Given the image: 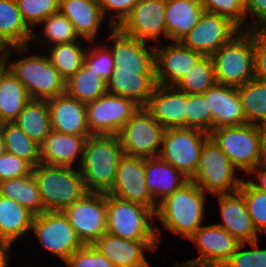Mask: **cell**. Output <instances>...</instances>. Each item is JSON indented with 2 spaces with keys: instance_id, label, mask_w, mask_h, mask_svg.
Listing matches in <instances>:
<instances>
[{
  "instance_id": "6da1fadb",
  "label": "cell",
  "mask_w": 266,
  "mask_h": 267,
  "mask_svg": "<svg viewBox=\"0 0 266 267\" xmlns=\"http://www.w3.org/2000/svg\"><path fill=\"white\" fill-rule=\"evenodd\" d=\"M206 198V193L189 180L158 203L155 221L161 222L163 229L188 239L203 225Z\"/></svg>"
},
{
  "instance_id": "7a4b0ae2",
  "label": "cell",
  "mask_w": 266,
  "mask_h": 267,
  "mask_svg": "<svg viewBox=\"0 0 266 267\" xmlns=\"http://www.w3.org/2000/svg\"><path fill=\"white\" fill-rule=\"evenodd\" d=\"M123 156L118 135H90L78 168L86 191L107 194L114 185L118 163Z\"/></svg>"
},
{
  "instance_id": "3957f363",
  "label": "cell",
  "mask_w": 266,
  "mask_h": 267,
  "mask_svg": "<svg viewBox=\"0 0 266 267\" xmlns=\"http://www.w3.org/2000/svg\"><path fill=\"white\" fill-rule=\"evenodd\" d=\"M28 47L30 46L11 47L5 66L25 86L32 100H49L64 94L66 80L52 65L47 53H30L27 57L10 61L14 53L12 51L23 55L24 52H30Z\"/></svg>"
},
{
  "instance_id": "277c9868",
  "label": "cell",
  "mask_w": 266,
  "mask_h": 267,
  "mask_svg": "<svg viewBox=\"0 0 266 267\" xmlns=\"http://www.w3.org/2000/svg\"><path fill=\"white\" fill-rule=\"evenodd\" d=\"M32 174L44 211H63L87 193L78 168L40 163Z\"/></svg>"
},
{
  "instance_id": "5b68a950",
  "label": "cell",
  "mask_w": 266,
  "mask_h": 267,
  "mask_svg": "<svg viewBox=\"0 0 266 267\" xmlns=\"http://www.w3.org/2000/svg\"><path fill=\"white\" fill-rule=\"evenodd\" d=\"M106 232L135 241H161V228L155 226V212L145 205L107 194Z\"/></svg>"
},
{
  "instance_id": "8992f818",
  "label": "cell",
  "mask_w": 266,
  "mask_h": 267,
  "mask_svg": "<svg viewBox=\"0 0 266 267\" xmlns=\"http://www.w3.org/2000/svg\"><path fill=\"white\" fill-rule=\"evenodd\" d=\"M212 58L216 83L238 88L254 79V30H241Z\"/></svg>"
},
{
  "instance_id": "52a82bcc",
  "label": "cell",
  "mask_w": 266,
  "mask_h": 267,
  "mask_svg": "<svg viewBox=\"0 0 266 267\" xmlns=\"http://www.w3.org/2000/svg\"><path fill=\"white\" fill-rule=\"evenodd\" d=\"M238 171L247 175L264 161L261 126L244 124L215 128L209 133Z\"/></svg>"
},
{
  "instance_id": "ba28073f",
  "label": "cell",
  "mask_w": 266,
  "mask_h": 267,
  "mask_svg": "<svg viewBox=\"0 0 266 267\" xmlns=\"http://www.w3.org/2000/svg\"><path fill=\"white\" fill-rule=\"evenodd\" d=\"M236 171L227 155L209 137L202 147L199 165L191 180L206 194H230L240 189L243 180L236 176Z\"/></svg>"
},
{
  "instance_id": "9c48e42d",
  "label": "cell",
  "mask_w": 266,
  "mask_h": 267,
  "mask_svg": "<svg viewBox=\"0 0 266 267\" xmlns=\"http://www.w3.org/2000/svg\"><path fill=\"white\" fill-rule=\"evenodd\" d=\"M209 133L195 128H166L159 157L190 180L195 176Z\"/></svg>"
},
{
  "instance_id": "30bf717a",
  "label": "cell",
  "mask_w": 266,
  "mask_h": 267,
  "mask_svg": "<svg viewBox=\"0 0 266 267\" xmlns=\"http://www.w3.org/2000/svg\"><path fill=\"white\" fill-rule=\"evenodd\" d=\"M165 131L145 107H140L118 134L124 155L144 159L158 157Z\"/></svg>"
},
{
  "instance_id": "8fae6325",
  "label": "cell",
  "mask_w": 266,
  "mask_h": 267,
  "mask_svg": "<svg viewBox=\"0 0 266 267\" xmlns=\"http://www.w3.org/2000/svg\"><path fill=\"white\" fill-rule=\"evenodd\" d=\"M31 231L41 248L60 258L63 263L83 246L62 211H44L34 215Z\"/></svg>"
},
{
  "instance_id": "7c38bea8",
  "label": "cell",
  "mask_w": 266,
  "mask_h": 267,
  "mask_svg": "<svg viewBox=\"0 0 266 267\" xmlns=\"http://www.w3.org/2000/svg\"><path fill=\"white\" fill-rule=\"evenodd\" d=\"M83 245H92L106 233L107 194L87 192L62 211Z\"/></svg>"
},
{
  "instance_id": "4fadbf2b",
  "label": "cell",
  "mask_w": 266,
  "mask_h": 267,
  "mask_svg": "<svg viewBox=\"0 0 266 267\" xmlns=\"http://www.w3.org/2000/svg\"><path fill=\"white\" fill-rule=\"evenodd\" d=\"M188 239L200 255L172 267H222L241 243L215 223L202 225Z\"/></svg>"
},
{
  "instance_id": "5bb4252c",
  "label": "cell",
  "mask_w": 266,
  "mask_h": 267,
  "mask_svg": "<svg viewBox=\"0 0 266 267\" xmlns=\"http://www.w3.org/2000/svg\"><path fill=\"white\" fill-rule=\"evenodd\" d=\"M139 108L133 100L107 92L86 103L89 131L92 135H118Z\"/></svg>"
},
{
  "instance_id": "9a60e30c",
  "label": "cell",
  "mask_w": 266,
  "mask_h": 267,
  "mask_svg": "<svg viewBox=\"0 0 266 267\" xmlns=\"http://www.w3.org/2000/svg\"><path fill=\"white\" fill-rule=\"evenodd\" d=\"M240 31L228 17L204 11L180 42L202 55H213Z\"/></svg>"
},
{
  "instance_id": "2e32d148",
  "label": "cell",
  "mask_w": 266,
  "mask_h": 267,
  "mask_svg": "<svg viewBox=\"0 0 266 267\" xmlns=\"http://www.w3.org/2000/svg\"><path fill=\"white\" fill-rule=\"evenodd\" d=\"M165 13L166 0H138L118 28L125 35L145 43L150 42V45H158L160 38L167 39Z\"/></svg>"
},
{
  "instance_id": "e0dca14e",
  "label": "cell",
  "mask_w": 266,
  "mask_h": 267,
  "mask_svg": "<svg viewBox=\"0 0 266 267\" xmlns=\"http://www.w3.org/2000/svg\"><path fill=\"white\" fill-rule=\"evenodd\" d=\"M107 194L145 205L156 212L158 204L148 191L144 158L124 155L118 163L114 185Z\"/></svg>"
},
{
  "instance_id": "ac0fdd59",
  "label": "cell",
  "mask_w": 266,
  "mask_h": 267,
  "mask_svg": "<svg viewBox=\"0 0 266 267\" xmlns=\"http://www.w3.org/2000/svg\"><path fill=\"white\" fill-rule=\"evenodd\" d=\"M106 44L110 47L114 69L118 71H155L154 45L125 35L118 27H109ZM148 44V45H147Z\"/></svg>"
},
{
  "instance_id": "d6986e66",
  "label": "cell",
  "mask_w": 266,
  "mask_h": 267,
  "mask_svg": "<svg viewBox=\"0 0 266 267\" xmlns=\"http://www.w3.org/2000/svg\"><path fill=\"white\" fill-rule=\"evenodd\" d=\"M162 44L154 45L156 83L175 86L202 54L187 48L180 41Z\"/></svg>"
},
{
  "instance_id": "ffe728a7",
  "label": "cell",
  "mask_w": 266,
  "mask_h": 267,
  "mask_svg": "<svg viewBox=\"0 0 266 267\" xmlns=\"http://www.w3.org/2000/svg\"><path fill=\"white\" fill-rule=\"evenodd\" d=\"M158 245V241L128 240L107 232L92 244L115 267H151L144 252H154Z\"/></svg>"
},
{
  "instance_id": "44dd1931",
  "label": "cell",
  "mask_w": 266,
  "mask_h": 267,
  "mask_svg": "<svg viewBox=\"0 0 266 267\" xmlns=\"http://www.w3.org/2000/svg\"><path fill=\"white\" fill-rule=\"evenodd\" d=\"M221 223L216 225L225 229L241 243L258 240L260 234L255 229L249 212L247 211L242 194L237 191L230 194H218Z\"/></svg>"
},
{
  "instance_id": "7402d4cb",
  "label": "cell",
  "mask_w": 266,
  "mask_h": 267,
  "mask_svg": "<svg viewBox=\"0 0 266 267\" xmlns=\"http://www.w3.org/2000/svg\"><path fill=\"white\" fill-rule=\"evenodd\" d=\"M186 102L184 91L157 84L145 109L164 128H185Z\"/></svg>"
},
{
  "instance_id": "603a6c76",
  "label": "cell",
  "mask_w": 266,
  "mask_h": 267,
  "mask_svg": "<svg viewBox=\"0 0 266 267\" xmlns=\"http://www.w3.org/2000/svg\"><path fill=\"white\" fill-rule=\"evenodd\" d=\"M50 109L51 130L64 134L92 135L87 125L86 104L66 92L47 100Z\"/></svg>"
},
{
  "instance_id": "cb8c5ba5",
  "label": "cell",
  "mask_w": 266,
  "mask_h": 267,
  "mask_svg": "<svg viewBox=\"0 0 266 267\" xmlns=\"http://www.w3.org/2000/svg\"><path fill=\"white\" fill-rule=\"evenodd\" d=\"M212 114V130L247 124L236 87L215 83L205 93Z\"/></svg>"
},
{
  "instance_id": "d4e9b609",
  "label": "cell",
  "mask_w": 266,
  "mask_h": 267,
  "mask_svg": "<svg viewBox=\"0 0 266 267\" xmlns=\"http://www.w3.org/2000/svg\"><path fill=\"white\" fill-rule=\"evenodd\" d=\"M86 139L51 130L40 145L41 163L79 168Z\"/></svg>"
},
{
  "instance_id": "484cf974",
  "label": "cell",
  "mask_w": 266,
  "mask_h": 267,
  "mask_svg": "<svg viewBox=\"0 0 266 267\" xmlns=\"http://www.w3.org/2000/svg\"><path fill=\"white\" fill-rule=\"evenodd\" d=\"M155 71H118L107 81L108 93L133 100L145 107L156 87Z\"/></svg>"
},
{
  "instance_id": "4316f807",
  "label": "cell",
  "mask_w": 266,
  "mask_h": 267,
  "mask_svg": "<svg viewBox=\"0 0 266 267\" xmlns=\"http://www.w3.org/2000/svg\"><path fill=\"white\" fill-rule=\"evenodd\" d=\"M59 11L73 24L81 39L97 41L105 19L98 0H60Z\"/></svg>"
},
{
  "instance_id": "83f0119b",
  "label": "cell",
  "mask_w": 266,
  "mask_h": 267,
  "mask_svg": "<svg viewBox=\"0 0 266 267\" xmlns=\"http://www.w3.org/2000/svg\"><path fill=\"white\" fill-rule=\"evenodd\" d=\"M145 177L148 191L157 204L190 180L159 156L145 159Z\"/></svg>"
},
{
  "instance_id": "f1b7e54d",
  "label": "cell",
  "mask_w": 266,
  "mask_h": 267,
  "mask_svg": "<svg viewBox=\"0 0 266 267\" xmlns=\"http://www.w3.org/2000/svg\"><path fill=\"white\" fill-rule=\"evenodd\" d=\"M200 0H166L167 40L181 41L204 13Z\"/></svg>"
},
{
  "instance_id": "f546056e",
  "label": "cell",
  "mask_w": 266,
  "mask_h": 267,
  "mask_svg": "<svg viewBox=\"0 0 266 267\" xmlns=\"http://www.w3.org/2000/svg\"><path fill=\"white\" fill-rule=\"evenodd\" d=\"M34 214L15 200L0 195V243L11 245L32 230Z\"/></svg>"
},
{
  "instance_id": "4dcf8cb0",
  "label": "cell",
  "mask_w": 266,
  "mask_h": 267,
  "mask_svg": "<svg viewBox=\"0 0 266 267\" xmlns=\"http://www.w3.org/2000/svg\"><path fill=\"white\" fill-rule=\"evenodd\" d=\"M32 100L25 86L6 67H0V122H13Z\"/></svg>"
},
{
  "instance_id": "1f68e13d",
  "label": "cell",
  "mask_w": 266,
  "mask_h": 267,
  "mask_svg": "<svg viewBox=\"0 0 266 267\" xmlns=\"http://www.w3.org/2000/svg\"><path fill=\"white\" fill-rule=\"evenodd\" d=\"M33 32L24 22L16 0H0V37L2 39L11 47L29 46Z\"/></svg>"
},
{
  "instance_id": "d6a6232c",
  "label": "cell",
  "mask_w": 266,
  "mask_h": 267,
  "mask_svg": "<svg viewBox=\"0 0 266 267\" xmlns=\"http://www.w3.org/2000/svg\"><path fill=\"white\" fill-rule=\"evenodd\" d=\"M27 136L41 145L51 131L47 100H31L13 121Z\"/></svg>"
},
{
  "instance_id": "836d02e7",
  "label": "cell",
  "mask_w": 266,
  "mask_h": 267,
  "mask_svg": "<svg viewBox=\"0 0 266 267\" xmlns=\"http://www.w3.org/2000/svg\"><path fill=\"white\" fill-rule=\"evenodd\" d=\"M0 195L15 200L34 215L44 212V205L32 173L0 182Z\"/></svg>"
},
{
  "instance_id": "e575fe53",
  "label": "cell",
  "mask_w": 266,
  "mask_h": 267,
  "mask_svg": "<svg viewBox=\"0 0 266 267\" xmlns=\"http://www.w3.org/2000/svg\"><path fill=\"white\" fill-rule=\"evenodd\" d=\"M0 133L3 136L5 152L27 161L33 168L41 163L40 145L30 139L14 122H4Z\"/></svg>"
},
{
  "instance_id": "d590c367",
  "label": "cell",
  "mask_w": 266,
  "mask_h": 267,
  "mask_svg": "<svg viewBox=\"0 0 266 267\" xmlns=\"http://www.w3.org/2000/svg\"><path fill=\"white\" fill-rule=\"evenodd\" d=\"M246 122L266 125V82L252 79L237 88Z\"/></svg>"
},
{
  "instance_id": "8d00e7d4",
  "label": "cell",
  "mask_w": 266,
  "mask_h": 267,
  "mask_svg": "<svg viewBox=\"0 0 266 267\" xmlns=\"http://www.w3.org/2000/svg\"><path fill=\"white\" fill-rule=\"evenodd\" d=\"M107 92V81L90 71L84 64L66 81V93L85 104Z\"/></svg>"
},
{
  "instance_id": "74e56055",
  "label": "cell",
  "mask_w": 266,
  "mask_h": 267,
  "mask_svg": "<svg viewBox=\"0 0 266 267\" xmlns=\"http://www.w3.org/2000/svg\"><path fill=\"white\" fill-rule=\"evenodd\" d=\"M85 39L70 43L56 44L47 47V56L60 75L67 81L83 65L86 48L82 43ZM82 42V43H81ZM81 44V45H80ZM49 53V54H48Z\"/></svg>"
},
{
  "instance_id": "f35d334b",
  "label": "cell",
  "mask_w": 266,
  "mask_h": 267,
  "mask_svg": "<svg viewBox=\"0 0 266 267\" xmlns=\"http://www.w3.org/2000/svg\"><path fill=\"white\" fill-rule=\"evenodd\" d=\"M39 26H43V32H40L42 38H39V35L33 32L32 41L42 44L44 50L51 45L81 40L73 24L60 11L47 17Z\"/></svg>"
},
{
  "instance_id": "ab89813d",
  "label": "cell",
  "mask_w": 266,
  "mask_h": 267,
  "mask_svg": "<svg viewBox=\"0 0 266 267\" xmlns=\"http://www.w3.org/2000/svg\"><path fill=\"white\" fill-rule=\"evenodd\" d=\"M215 83L212 55H202L175 87L186 94H203Z\"/></svg>"
},
{
  "instance_id": "60d3db41",
  "label": "cell",
  "mask_w": 266,
  "mask_h": 267,
  "mask_svg": "<svg viewBox=\"0 0 266 267\" xmlns=\"http://www.w3.org/2000/svg\"><path fill=\"white\" fill-rule=\"evenodd\" d=\"M238 190L245 201L253 225L259 234H266V193L253 187L245 176Z\"/></svg>"
},
{
  "instance_id": "b9f144b4",
  "label": "cell",
  "mask_w": 266,
  "mask_h": 267,
  "mask_svg": "<svg viewBox=\"0 0 266 267\" xmlns=\"http://www.w3.org/2000/svg\"><path fill=\"white\" fill-rule=\"evenodd\" d=\"M185 128L212 131L211 109L204 94H187Z\"/></svg>"
},
{
  "instance_id": "7bdbcfd3",
  "label": "cell",
  "mask_w": 266,
  "mask_h": 267,
  "mask_svg": "<svg viewBox=\"0 0 266 267\" xmlns=\"http://www.w3.org/2000/svg\"><path fill=\"white\" fill-rule=\"evenodd\" d=\"M27 26L33 29L47 17L60 10V0H16Z\"/></svg>"
},
{
  "instance_id": "ee69618b",
  "label": "cell",
  "mask_w": 266,
  "mask_h": 267,
  "mask_svg": "<svg viewBox=\"0 0 266 267\" xmlns=\"http://www.w3.org/2000/svg\"><path fill=\"white\" fill-rule=\"evenodd\" d=\"M88 45L91 46L87 48L84 56L83 64L90 70L96 73V75L108 81L112 75L115 67L113 56L110 47L103 46L102 43L99 46L95 45V41H89Z\"/></svg>"
},
{
  "instance_id": "f6af8a7d",
  "label": "cell",
  "mask_w": 266,
  "mask_h": 267,
  "mask_svg": "<svg viewBox=\"0 0 266 267\" xmlns=\"http://www.w3.org/2000/svg\"><path fill=\"white\" fill-rule=\"evenodd\" d=\"M206 12L223 15L246 30L245 0H200Z\"/></svg>"
},
{
  "instance_id": "bcb514c9",
  "label": "cell",
  "mask_w": 266,
  "mask_h": 267,
  "mask_svg": "<svg viewBox=\"0 0 266 267\" xmlns=\"http://www.w3.org/2000/svg\"><path fill=\"white\" fill-rule=\"evenodd\" d=\"M258 243V240L250 243H240L222 267H266V248L260 249ZM247 244L252 249L246 250Z\"/></svg>"
},
{
  "instance_id": "7dc6e473",
  "label": "cell",
  "mask_w": 266,
  "mask_h": 267,
  "mask_svg": "<svg viewBox=\"0 0 266 267\" xmlns=\"http://www.w3.org/2000/svg\"><path fill=\"white\" fill-rule=\"evenodd\" d=\"M66 267H115L92 245H83L64 262Z\"/></svg>"
},
{
  "instance_id": "c3c4849f",
  "label": "cell",
  "mask_w": 266,
  "mask_h": 267,
  "mask_svg": "<svg viewBox=\"0 0 266 267\" xmlns=\"http://www.w3.org/2000/svg\"><path fill=\"white\" fill-rule=\"evenodd\" d=\"M33 167L25 160L8 152L0 154V182L28 176Z\"/></svg>"
},
{
  "instance_id": "681fc988",
  "label": "cell",
  "mask_w": 266,
  "mask_h": 267,
  "mask_svg": "<svg viewBox=\"0 0 266 267\" xmlns=\"http://www.w3.org/2000/svg\"><path fill=\"white\" fill-rule=\"evenodd\" d=\"M137 1L138 0H98L104 17H109L108 28L118 27L130 14Z\"/></svg>"
},
{
  "instance_id": "f907efd6",
  "label": "cell",
  "mask_w": 266,
  "mask_h": 267,
  "mask_svg": "<svg viewBox=\"0 0 266 267\" xmlns=\"http://www.w3.org/2000/svg\"><path fill=\"white\" fill-rule=\"evenodd\" d=\"M254 79L266 82V38L254 30Z\"/></svg>"
},
{
  "instance_id": "816d5d0a",
  "label": "cell",
  "mask_w": 266,
  "mask_h": 267,
  "mask_svg": "<svg viewBox=\"0 0 266 267\" xmlns=\"http://www.w3.org/2000/svg\"><path fill=\"white\" fill-rule=\"evenodd\" d=\"M252 14V21L247 16ZM246 30H257L266 22V0H245Z\"/></svg>"
},
{
  "instance_id": "f5cc1de1",
  "label": "cell",
  "mask_w": 266,
  "mask_h": 267,
  "mask_svg": "<svg viewBox=\"0 0 266 267\" xmlns=\"http://www.w3.org/2000/svg\"><path fill=\"white\" fill-rule=\"evenodd\" d=\"M247 175L248 176L254 175V177H250V179L247 181L256 189L266 193V162L265 161L258 164ZM256 178L258 180L254 181V179Z\"/></svg>"
},
{
  "instance_id": "db71d44e",
  "label": "cell",
  "mask_w": 266,
  "mask_h": 267,
  "mask_svg": "<svg viewBox=\"0 0 266 267\" xmlns=\"http://www.w3.org/2000/svg\"><path fill=\"white\" fill-rule=\"evenodd\" d=\"M11 245L0 243V267H8L10 257Z\"/></svg>"
},
{
  "instance_id": "11a10c76",
  "label": "cell",
  "mask_w": 266,
  "mask_h": 267,
  "mask_svg": "<svg viewBox=\"0 0 266 267\" xmlns=\"http://www.w3.org/2000/svg\"><path fill=\"white\" fill-rule=\"evenodd\" d=\"M11 46L0 37V67L5 66Z\"/></svg>"
},
{
  "instance_id": "9f6ffc18",
  "label": "cell",
  "mask_w": 266,
  "mask_h": 267,
  "mask_svg": "<svg viewBox=\"0 0 266 267\" xmlns=\"http://www.w3.org/2000/svg\"><path fill=\"white\" fill-rule=\"evenodd\" d=\"M262 131V147H263V158L266 162V125L261 126Z\"/></svg>"
},
{
  "instance_id": "6f0895ef",
  "label": "cell",
  "mask_w": 266,
  "mask_h": 267,
  "mask_svg": "<svg viewBox=\"0 0 266 267\" xmlns=\"http://www.w3.org/2000/svg\"><path fill=\"white\" fill-rule=\"evenodd\" d=\"M257 30L266 38V22Z\"/></svg>"
},
{
  "instance_id": "680465c9",
  "label": "cell",
  "mask_w": 266,
  "mask_h": 267,
  "mask_svg": "<svg viewBox=\"0 0 266 267\" xmlns=\"http://www.w3.org/2000/svg\"><path fill=\"white\" fill-rule=\"evenodd\" d=\"M3 152H5V147H4L3 136L0 133V154H2Z\"/></svg>"
}]
</instances>
